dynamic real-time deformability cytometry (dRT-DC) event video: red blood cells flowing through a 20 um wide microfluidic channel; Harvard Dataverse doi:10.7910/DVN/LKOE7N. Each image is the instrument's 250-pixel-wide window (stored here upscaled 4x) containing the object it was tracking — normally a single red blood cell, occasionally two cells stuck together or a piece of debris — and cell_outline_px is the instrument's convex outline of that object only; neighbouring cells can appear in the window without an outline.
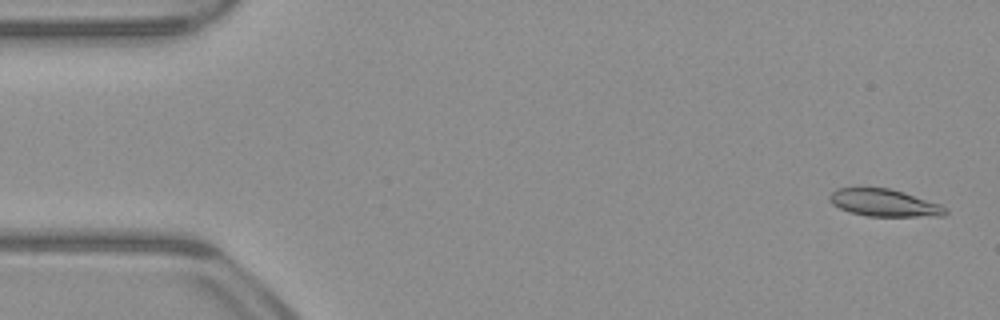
{"species": "common noctule bat (a hibernating species)", "species_latin": "Nyctalus noctula", "temperature_condition": "warm", "stored_images_in_passage": 11, "camera_frame_rate_fps": 3000, "um_per_image_px": 0.085, "animal": {"sex": "male", "body_mass_g": 23.1, "forearm_length_mm": 52.7}, "frame": {"image": 1, "passage_image": 2, "time_ms": 0.333, "image_size_px": [1000, 320], "cell_outline_px": [[948, 212], [944, 216], [868, 216], [848, 212], [832, 204], [828, 200], [828, 196], [836, 188], [856, 184], [888, 188], [940, 204], [948, 208]], "centroid_in_image_um": [75.06, 17.2], "position_along_channel_um": 9.9, "area_um2": 19.07}}